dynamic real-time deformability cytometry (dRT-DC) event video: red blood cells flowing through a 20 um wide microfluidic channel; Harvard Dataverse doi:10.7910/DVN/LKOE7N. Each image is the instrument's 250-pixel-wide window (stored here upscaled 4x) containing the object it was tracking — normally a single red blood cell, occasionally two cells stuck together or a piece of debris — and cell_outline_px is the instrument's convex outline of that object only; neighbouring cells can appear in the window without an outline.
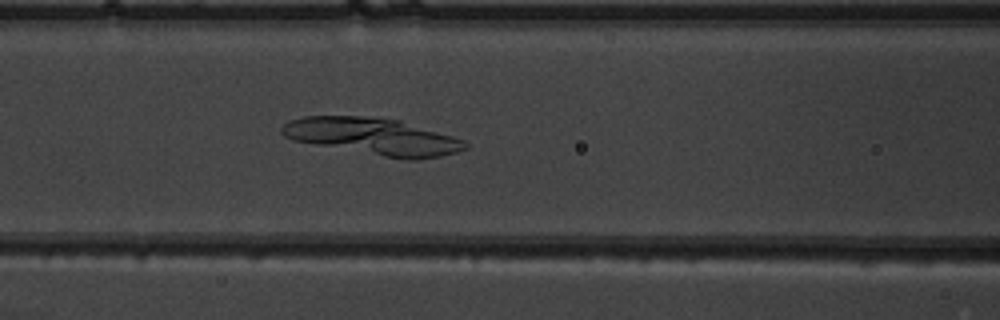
{"species": "common noctule bat (a hibernating species)", "species_latin": "Nyctalus noctula", "temperature_condition": "warm", "stored_images_in_passage": 36, "camera_frame_rate_fps": 3000, "um_per_image_px": 0.085, "animal": {"sex": "male", "body_mass_g": 19.5, "forearm_length_mm": 54.6}, "frame": {"image": 1, "passage_image": 8, "time_ms": 2.333, "image_size_px": [1000, 320], "cell_outline_px": [[468, 148], [456, 152], [440, 156], [416, 160], [404, 160], [292, 140], [284, 136], [280, 132], [280, 128], [288, 120], [300, 116], [364, 116], [400, 120], [452, 136], [464, 140], [468, 144]], "centroid_in_image_um": [31.68, 11.6], "position_along_channel_um": 134.9, "area_um2": 39.42}}
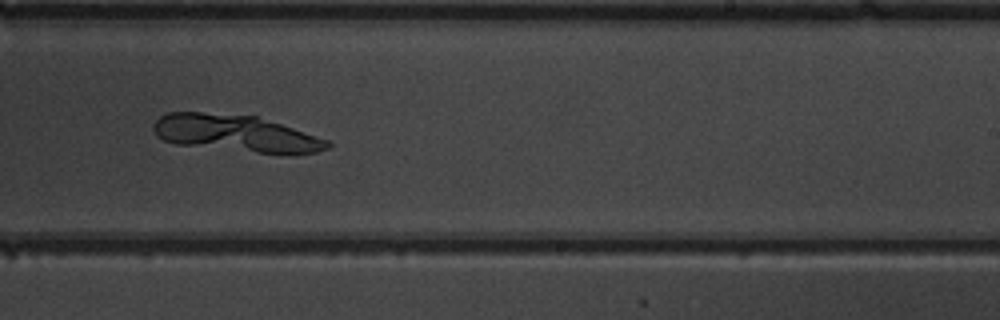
{"frame": {"image": 2, "passage_image": 18, "time_ms": 5.667, "image_size_px": [1000, 320], "cell_outline_px": [[332, 144], [328, 148], [316, 152], [256, 152], [176, 144], [164, 140], [156, 136], [152, 128], [152, 124], [160, 116], [168, 112], [200, 112], [256, 116], [328, 140]], "centroid_in_image_um": [19.94, 11.32], "position_along_channel_um": 269.1, "area_um2": 36.53}}
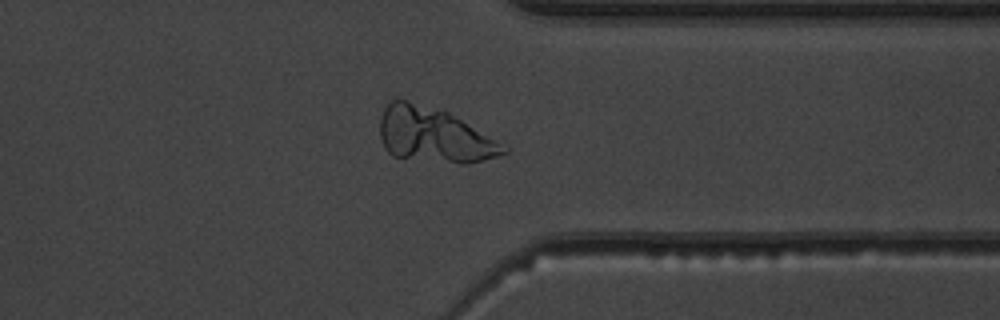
{"frame": {"image": 3, "passage_image": 26, "time_ms": 8.333, "image_size_px": [1000, 320], "cell_outline_px": [[508, 152], [496, 156], [468, 164], [460, 164], [392, 156], [384, 148], [380, 136], [380, 120], [384, 108], [392, 100], [408, 100], [448, 112], [508, 148]], "centroid_in_image_um": [36.83, 11.5], "position_along_channel_um": 374.6, "area_um2": 38.84}}